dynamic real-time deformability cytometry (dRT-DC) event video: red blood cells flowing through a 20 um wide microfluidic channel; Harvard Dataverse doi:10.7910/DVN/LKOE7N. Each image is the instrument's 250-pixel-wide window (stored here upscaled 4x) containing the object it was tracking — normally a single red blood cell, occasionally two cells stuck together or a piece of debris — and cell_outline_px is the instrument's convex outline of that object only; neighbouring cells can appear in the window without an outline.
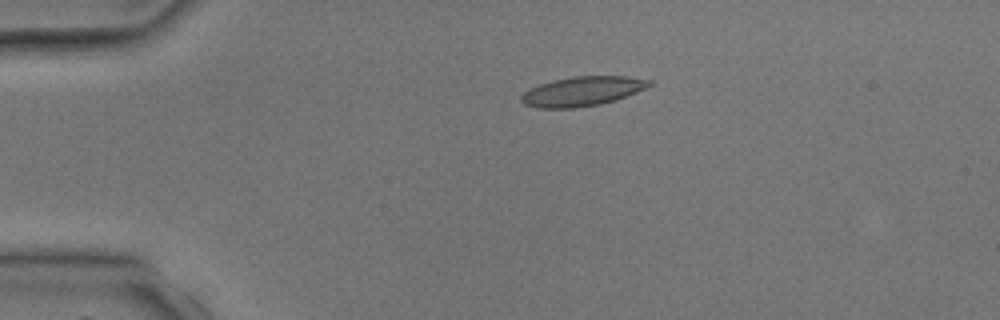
{"species": "common noctule bat (a hibernating species)", "species_latin": "Nyctalus noctula", "temperature_condition": "room temperature", "stored_images_in_passage": 2, "camera_frame_rate_fps": 3000, "um_per_image_px": 0.085, "animal": {"sex": "male", "body_mass_g": 17.9, "forearm_length_mm": 54.2}, "frame": {"image": 1, "passage_image": 1, "time_ms": 0.0, "image_size_px": [1000, 320], "cell_outline_px": [[652, 84], [636, 92], [616, 100], [600, 104], [576, 108], [536, 108], [524, 104], [520, 100], [520, 96], [524, 92], [540, 84], [552, 80], [572, 76], [628, 76], [652, 80]], "centroid_in_image_um": [49.48, 7.76], "position_along_channel_um": 35.5, "area_um2": 22.02}}
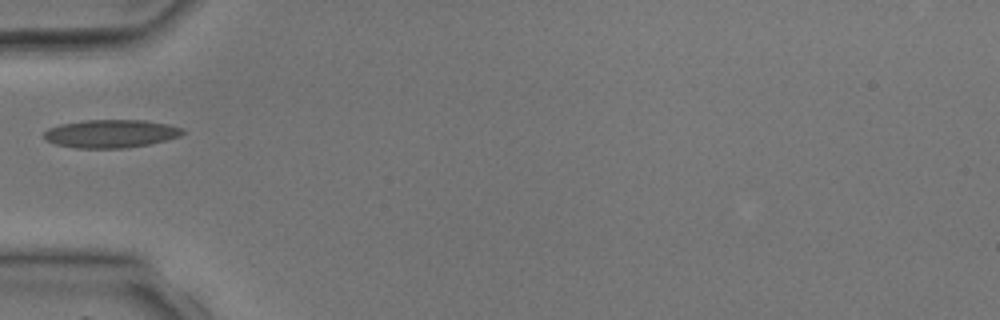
{"frame": {"image": 2, "passage_image": 2, "time_ms": 1.667, "image_size_px": [1000, 320], "cell_outline_px": [[184, 132], [180, 136], [148, 144], [124, 148], [76, 148], [56, 144], [44, 140], [44, 132], [48, 128], [60, 124], [84, 120], [144, 120], [168, 124], [184, 128]], "centroid_in_image_um": [9.4, 11.35], "position_along_channel_um": 75.6, "area_um2": 22.72}}